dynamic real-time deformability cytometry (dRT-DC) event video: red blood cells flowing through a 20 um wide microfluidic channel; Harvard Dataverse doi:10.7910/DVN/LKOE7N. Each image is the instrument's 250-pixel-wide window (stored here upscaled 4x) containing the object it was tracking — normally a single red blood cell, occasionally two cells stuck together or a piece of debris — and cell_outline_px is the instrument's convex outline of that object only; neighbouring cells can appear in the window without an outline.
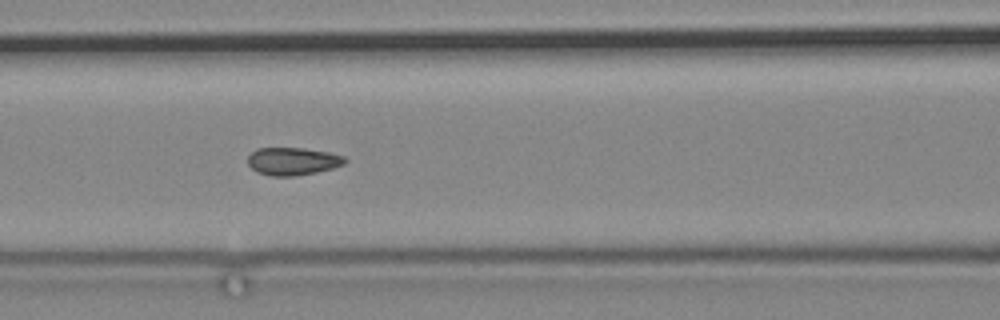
{"species": "common noctule bat (a hibernating species)", "species_latin": "Nyctalus noctula", "temperature_condition": "cold", "stored_images_in_passage": 14, "camera_frame_rate_fps": 3000, "um_per_image_px": 0.085, "animal": {"sex": "male", "body_mass_g": 19.2, "forearm_length_mm": 51.8}, "frame": {"image": 1, "passage_image": 12, "time_ms": 13.667, "image_size_px": [1000, 320], "cell_outline_px": [[348, 160], [344, 164], [332, 168], [316, 172], [296, 176], [272, 176], [256, 172], [248, 164], [248, 156], [256, 148], [304, 148], [328, 152], [344, 156]], "centroid_in_image_um": [24.88, 13.7], "position_along_channel_um": 141.7, "area_um2": 15.72}}
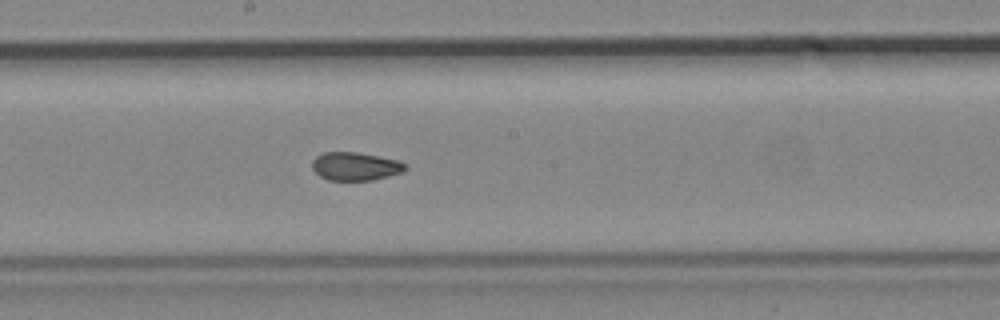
{"frame": {"image": 2, "passage_image": 14, "time_ms": 16.0, "image_size_px": [1000, 320], "cell_outline_px": [[408, 168], [400, 172], [388, 176], [372, 180], [328, 180], [320, 176], [312, 168], [312, 160], [316, 156], [324, 152], [356, 152], [400, 160]], "centroid_in_image_um": [30.19, 14.13], "position_along_channel_um": 218.0, "area_um2": 15.26}}